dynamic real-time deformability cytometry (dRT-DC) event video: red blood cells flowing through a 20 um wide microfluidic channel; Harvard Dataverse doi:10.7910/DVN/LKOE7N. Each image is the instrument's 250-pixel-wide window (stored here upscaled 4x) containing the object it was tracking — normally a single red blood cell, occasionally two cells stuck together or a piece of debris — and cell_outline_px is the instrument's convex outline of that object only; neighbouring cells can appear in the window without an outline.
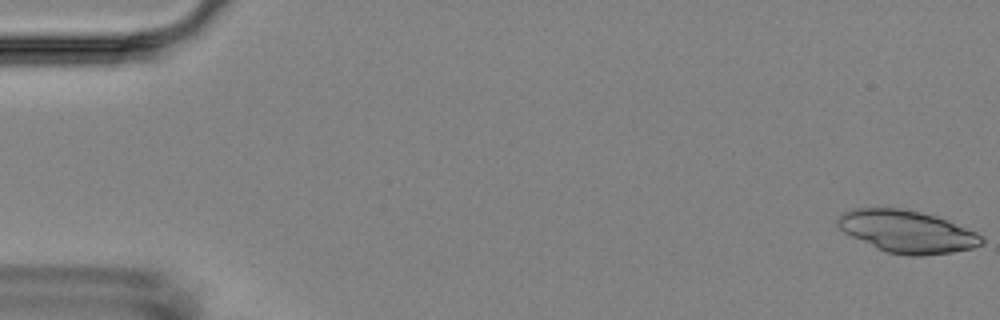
{"species": "Egyptian fruit bat (a non-hibernating species)", "species_latin": "Rousettus aegyptiacus", "temperature_condition": "room temperature", "stored_images_in_passage": 6, "camera_frame_rate_fps": 3000, "um_per_image_px": 0.085, "animal": {"sex": "female"}, "frame": {"image": 1, "passage_image": 1, "time_ms": 0.0, "image_size_px": [1000, 320], "cell_outline_px": [[984, 244], [972, 248], [952, 252], [920, 256], [908, 256], [888, 252], [876, 248], [844, 232], [836, 224], [836, 220], [844, 212], [852, 208], [900, 208], [920, 212], [936, 216], [948, 220], [976, 232], [984, 236]], "centroid_in_image_um": [77.12, 19.68], "position_along_channel_um": 7.9, "area_um2": 35.43}}